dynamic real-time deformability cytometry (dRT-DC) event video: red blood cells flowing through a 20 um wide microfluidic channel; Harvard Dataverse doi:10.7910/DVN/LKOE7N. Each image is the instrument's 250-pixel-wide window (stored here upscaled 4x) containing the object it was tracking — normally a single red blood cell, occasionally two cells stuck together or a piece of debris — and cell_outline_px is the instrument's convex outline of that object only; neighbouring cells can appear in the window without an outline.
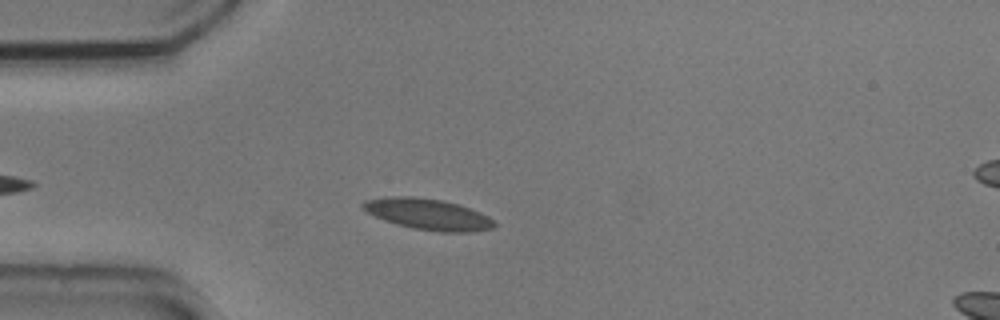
{"species": "common noctule bat (a hibernating species)", "species_latin": "Nyctalus noctula", "temperature_condition": "cold", "stored_images_in_passage": 44, "camera_frame_rate_fps": 3000, "um_per_image_px": 0.085, "animal": {"sex": "male", "body_mass_g": 20.5, "forearm_length_mm": 52.5}, "frame": {"image": 1, "passage_image": 7, "time_ms": 2.0, "image_size_px": [1000, 320], "cell_outline_px": [[496, 228], [472, 232], [440, 232], [412, 228], [396, 224], [384, 220], [368, 212], [360, 204], [364, 200], [384, 196], [412, 196], [440, 200], [456, 204], [480, 212], [488, 216], [496, 224]], "centroid_in_image_um": [36.37, 18.21], "position_along_channel_um": 48.6, "area_um2": 23.76}}
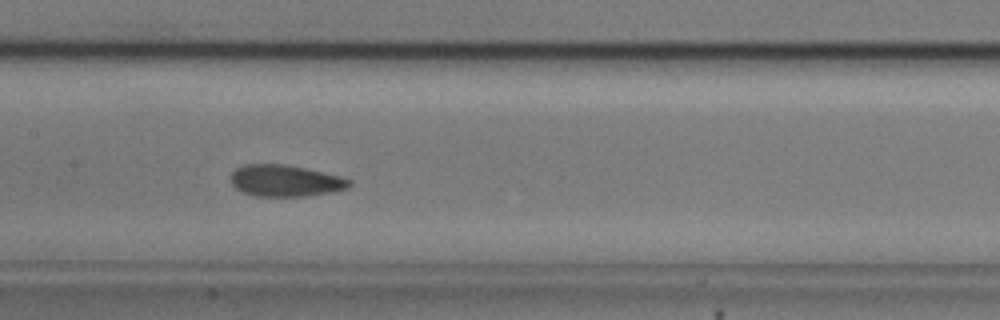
{"frame": {"image": 2, "passage_image": 19, "time_ms": 6.0, "image_size_px": [1000, 320], "cell_outline_px": [[352, 184], [348, 188], [332, 192], [304, 196], [256, 196], [244, 192], [236, 188], [232, 184], [232, 172], [236, 168], [244, 164], [284, 164], [344, 176], [352, 180]], "centroid_in_image_um": [24.3, 15.36], "position_along_channel_um": 183.1, "area_um2": 21.85}}
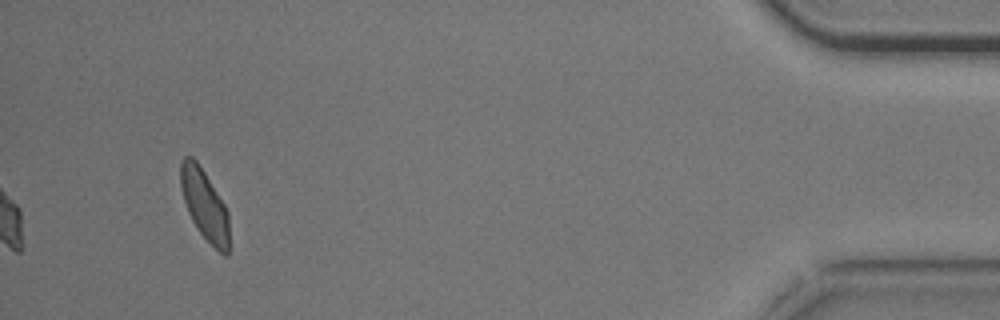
{"frame": {"image": 3, "passage_image": 44, "time_ms": 14.333, "image_size_px": [1000, 320], "cell_outline_px": [[228, 256], [224, 256], [200, 232], [192, 220], [188, 212], [184, 200], [180, 184], [180, 160], [184, 156], [192, 156], [196, 160], [204, 172], [224, 204], [228, 212]], "centroid_in_image_um": [17.37, 17.37], "position_along_channel_um": 417.8, "area_um2": 19.59}, "authors_computed_cell_mechanics": {"area_um2": 21.5883, "velocity_mm_per_s": 3.6785, "shape_relaxation_time_tau1_ms": 3.7856, "shape_relaxation_time_tau2_ms": 1.7008, "deformation_change_tau1": 0.1059, "deformation_change_tau2": 0.0811}}